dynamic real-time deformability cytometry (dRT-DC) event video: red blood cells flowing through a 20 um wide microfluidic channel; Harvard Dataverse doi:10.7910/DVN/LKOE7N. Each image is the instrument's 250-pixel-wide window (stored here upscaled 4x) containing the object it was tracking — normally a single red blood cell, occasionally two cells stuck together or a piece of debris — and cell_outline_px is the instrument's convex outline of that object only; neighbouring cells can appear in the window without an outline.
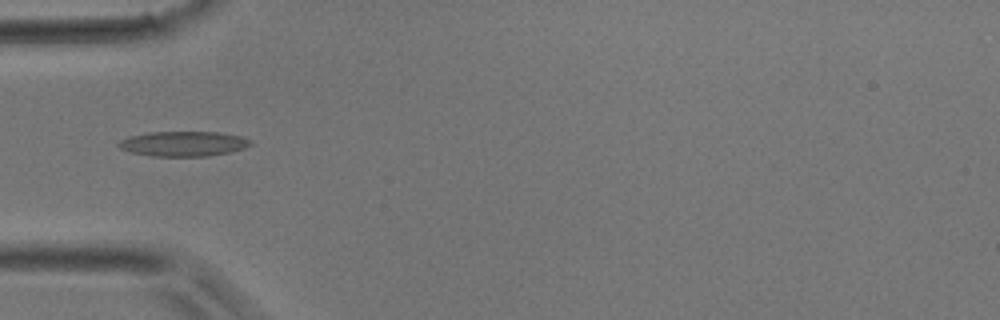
{"species": "common noctule bat (a hibernating species)", "species_latin": "Nyctalus noctula", "temperature_condition": "room temperature", "stored_images_in_passage": 3, "camera_frame_rate_fps": 3000, "um_per_image_px": 0.085, "animal": {"sex": "male", "body_mass_g": 17.9}, "frame": {"image": 1, "passage_image": 2, "time_ms": 1.333, "image_size_px": [1000, 320], "cell_outline_px": [[252, 144], [244, 148], [228, 152], [208, 156], [152, 156], [132, 152], [120, 148], [116, 144], [120, 140], [128, 136], [148, 132], [220, 132], [240, 136], [252, 140]], "centroid_in_image_um": [15.58, 12.21], "position_along_channel_um": 69.4, "area_um2": 19.19}}
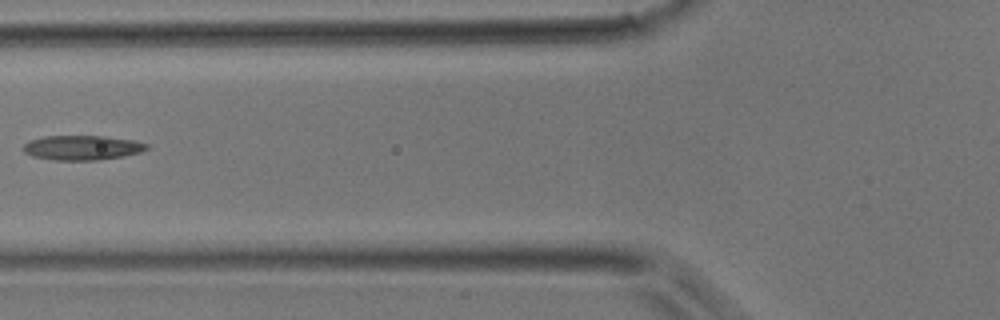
{"frame": {"image": 2, "passage_image": 3, "time_ms": 2.333, "image_size_px": [1000, 320], "cell_outline_px": [[148, 148], [140, 152], [124, 156], [100, 160], [52, 160], [32, 156], [24, 152], [20, 148], [24, 144], [32, 140], [44, 136], [104, 136], [132, 140], [148, 144]], "centroid_in_image_um": [6.96, 12.56], "position_along_channel_um": 118.8, "area_um2": 17.74}}